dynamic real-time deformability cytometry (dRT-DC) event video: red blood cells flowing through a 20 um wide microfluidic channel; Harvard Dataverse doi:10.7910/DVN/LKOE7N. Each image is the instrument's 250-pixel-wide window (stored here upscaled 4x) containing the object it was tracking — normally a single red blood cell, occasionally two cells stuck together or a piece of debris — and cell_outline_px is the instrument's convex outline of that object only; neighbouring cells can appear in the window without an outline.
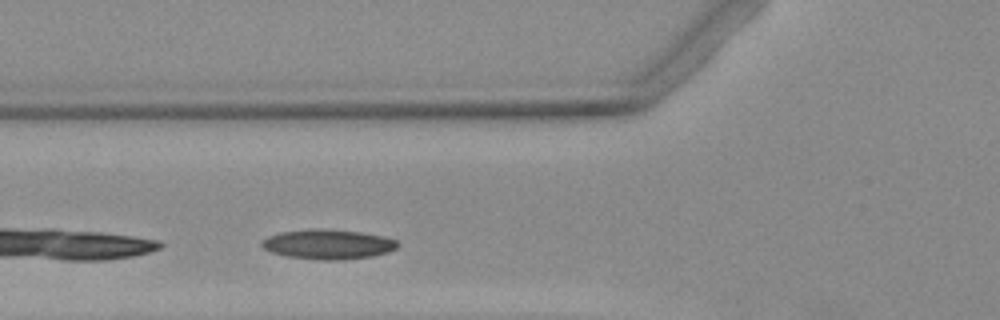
{"species": "Egyptian fruit bat (a non-hibernating species)", "species_latin": "Rousettus aegyptiacus", "temperature_condition": "warm", "stored_images_in_passage": 2, "camera_frame_rate_fps": 3000, "um_per_image_px": 0.085, "animal": {"sex": "female"}, "frame": {"image": 1, "passage_image": 2, "time_ms": 2.333, "image_size_px": [1000, 320], "cell_outline_px": [[400, 244], [396, 248], [388, 252], [372, 256], [340, 260], [320, 260], [284, 256], [272, 252], [264, 248], [260, 244], [260, 240], [268, 236], [280, 232], [360, 232], [384, 236], [396, 240]], "centroid_in_image_um": [27.9, 20.82], "position_along_channel_um": 97.9, "area_um2": 22.48}}